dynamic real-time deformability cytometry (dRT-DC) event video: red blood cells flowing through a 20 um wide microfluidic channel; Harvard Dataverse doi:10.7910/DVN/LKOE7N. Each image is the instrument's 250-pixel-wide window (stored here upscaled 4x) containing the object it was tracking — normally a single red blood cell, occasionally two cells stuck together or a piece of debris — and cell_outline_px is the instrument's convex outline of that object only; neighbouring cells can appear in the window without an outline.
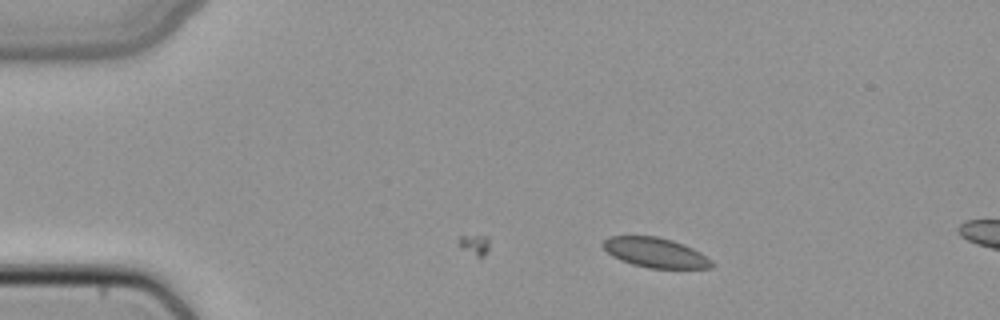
{"species": "common noctule bat (a hibernating species)", "species_latin": "Nyctalus noctula", "temperature_condition": "cold", "stored_images_in_passage": 6, "camera_frame_rate_fps": 3000, "um_per_image_px": 0.085, "animal": {"sex": "female", "body_mass_g": 22.7, "forearm_length_mm": 54.2}, "frame": {"image": 1, "passage_image": 6, "time_ms": 1.667, "image_size_px": [1000, 320], "cell_outline_px": [[716, 264], [712, 268], [648, 268], [632, 264], [620, 260], [612, 256], [600, 244], [608, 236], [656, 236], [672, 240], [684, 244], [700, 252], [712, 260]], "centroid_in_image_um": [55.71, 21.47], "position_along_channel_um": 29.3, "area_um2": 19.02}}